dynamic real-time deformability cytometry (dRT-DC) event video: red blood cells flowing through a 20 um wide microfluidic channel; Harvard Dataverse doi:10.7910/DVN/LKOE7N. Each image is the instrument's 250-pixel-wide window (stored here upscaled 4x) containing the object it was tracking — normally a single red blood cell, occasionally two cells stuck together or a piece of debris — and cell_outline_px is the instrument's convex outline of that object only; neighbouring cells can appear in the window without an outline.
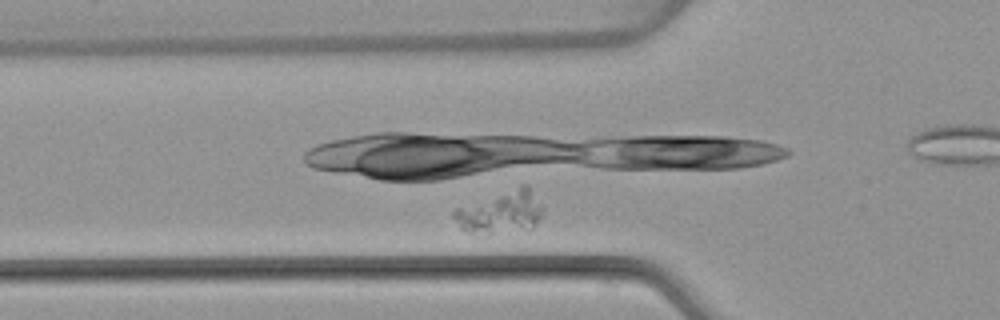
{"species": "common noctule bat (a hibernating species)", "species_latin": "Nyctalus noctula", "temperature_condition": "warm", "stored_images_in_passage": 13, "camera_frame_rate_fps": 3000, "um_per_image_px": 0.085, "animal": {"sex": "female", "body_mass_g": 22.7, "forearm_length_mm": 54.2}, "frame": {"image": 1, "passage_image": 8, "time_ms": 2.333, "image_size_px": [1000, 320], "cell_outline_px": [[544, 208], [540, 216], [532, 228], [468, 232], [460, 228], [452, 216], [452, 212], [456, 208], [524, 184], [528, 184]], "centroid_in_image_um": [42.57, 17.97], "position_along_channel_um": 83.2, "area_um2": 21.1}}